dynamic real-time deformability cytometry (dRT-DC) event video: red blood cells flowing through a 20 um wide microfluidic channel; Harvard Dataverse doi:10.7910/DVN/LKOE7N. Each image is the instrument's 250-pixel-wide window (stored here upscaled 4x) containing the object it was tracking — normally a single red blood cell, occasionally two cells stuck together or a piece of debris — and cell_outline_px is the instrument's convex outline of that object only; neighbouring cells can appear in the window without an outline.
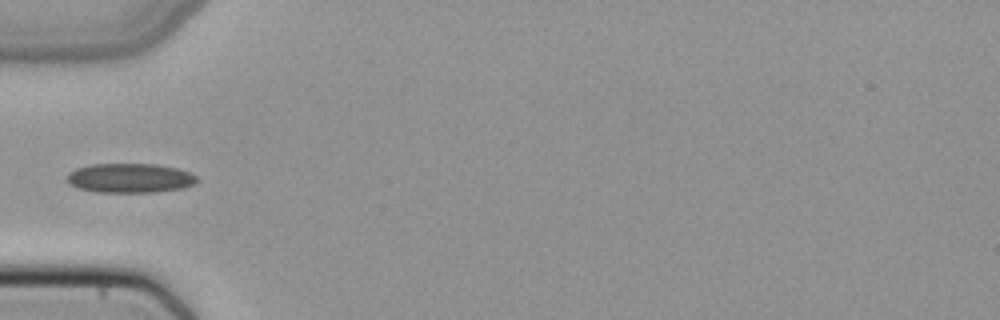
{"species": "common noctule bat (a hibernating species)", "species_latin": "Nyctalus noctula", "temperature_condition": "cold", "stored_images_in_passage": 34, "camera_frame_rate_fps": 3000, "um_per_image_px": 0.085, "animal": {"sex": "female", "body_mass_g": 22.7, "forearm_length_mm": 54.2}, "frame": {"image": 1, "passage_image": 1, "time_ms": 0.0, "image_size_px": [1000, 320], "cell_outline_px": [[200, 180], [196, 184], [184, 188], [156, 192], [96, 192], [76, 188], [68, 184], [68, 172], [76, 168], [92, 164], [156, 164], [176, 168], [188, 172], [196, 176]], "centroid_in_image_um": [11.05, 15.14], "position_along_channel_um": 73.9, "area_um2": 22.48}}
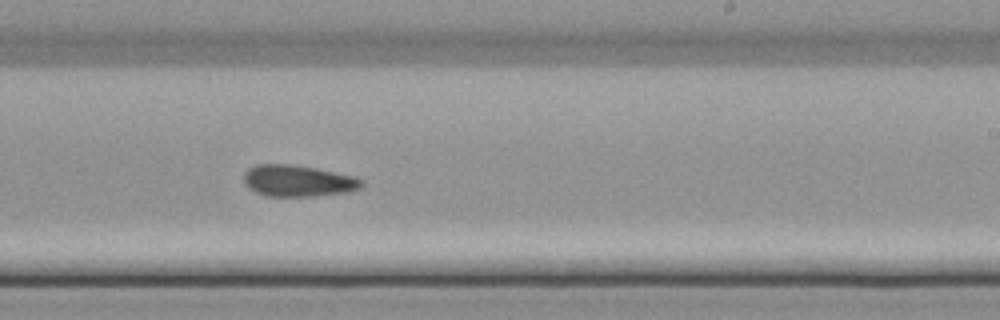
{"frame": {"image": 2, "passage_image": 15, "time_ms": 4.667, "image_size_px": [1000, 320], "cell_outline_px": [[364, 184], [360, 188], [348, 192], [312, 196], [268, 196], [256, 192], [248, 188], [244, 184], [244, 172], [248, 168], [256, 164], [292, 164], [316, 168], [352, 176], [364, 180]], "centroid_in_image_um": [25.3, 15.36], "position_along_channel_um": 263.7, "area_um2": 21.68}}
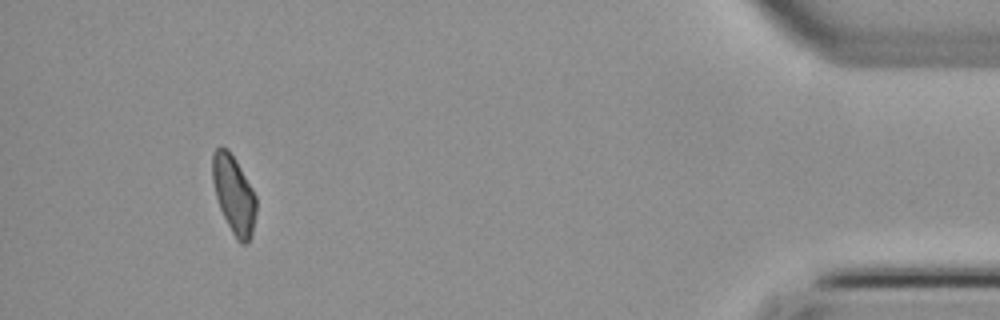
{"frame": {"image": 3, "passage_image": 31, "time_ms": 10.0, "image_size_px": [1000, 320], "cell_outline_px": [[256, 212], [252, 236], [248, 244], [240, 244], [236, 240], [220, 208], [216, 196], [212, 180], [212, 152], [216, 148], [228, 148], [236, 160], [252, 188], [256, 196]], "centroid_in_image_um": [19.88, 16.56], "position_along_channel_um": 415.3, "area_um2": 19.94}}